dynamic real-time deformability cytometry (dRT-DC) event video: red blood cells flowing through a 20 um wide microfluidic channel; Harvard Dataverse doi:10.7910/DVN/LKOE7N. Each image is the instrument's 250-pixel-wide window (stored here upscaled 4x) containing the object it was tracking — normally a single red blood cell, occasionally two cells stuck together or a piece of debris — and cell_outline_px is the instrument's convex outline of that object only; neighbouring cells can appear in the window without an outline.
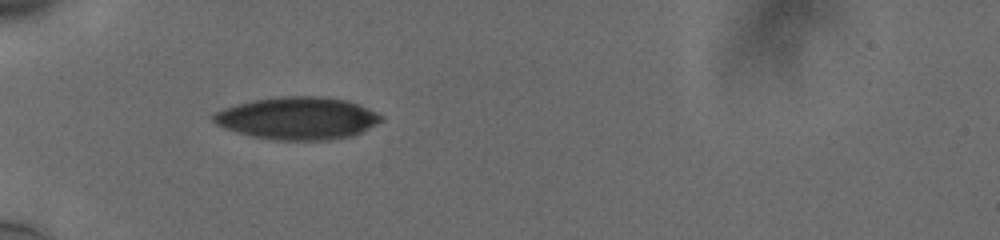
{"species": "human", "species_latin": "Homo sapiens", "temperature_condition": "cold", "stored_images_in_passage": 38, "camera_frame_rate_fps": 3000, "um_per_image_px": 0.085, "donor": {"sex": "male"}, "frame": {"image": 1, "passage_image": 1, "time_ms": 0.0, "image_size_px": [1000, 240], "cell_outline_px": [[384, 120], [352, 136], [328, 140], [276, 140], [252, 136], [224, 128], [216, 124], [212, 120], [212, 116], [216, 112], [224, 108], [236, 104], [252, 100], [280, 96], [316, 96], [344, 100], [356, 104], [376, 112], [384, 116]], "centroid_in_image_um": [25.27, 10.05], "position_along_channel_um": 59.7, "area_um2": 41.27}}
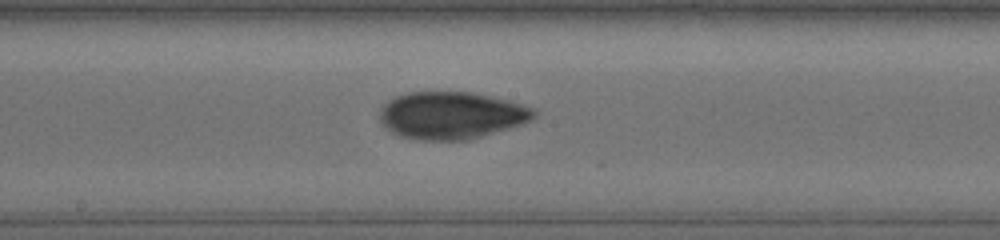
{"frame": {"image": 2, "passage_image": 14, "time_ms": 4.333, "image_size_px": [1000, 240], "cell_outline_px": [[536, 116], [532, 120], [524, 124], [468, 140], [416, 140], [400, 136], [392, 132], [380, 120], [380, 108], [388, 100], [396, 96], [408, 92], [472, 92], [508, 100], [532, 108], [536, 112]], "centroid_in_image_um": [38.37, 9.81], "position_along_channel_um": 209.8, "area_um2": 42.54}}
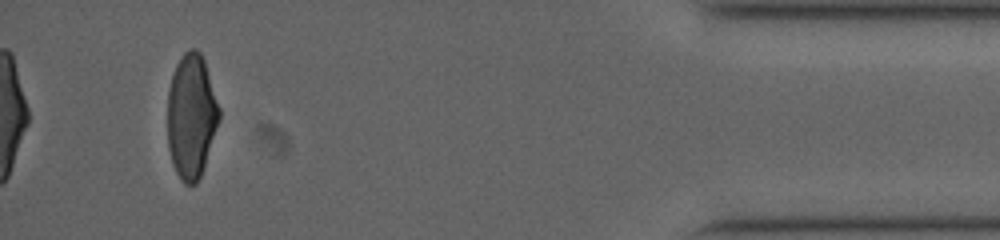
{"frame": {"image": 3, "passage_image": 35, "time_ms": 11.333, "image_size_px": [1000, 240], "cell_outline_px": [[220, 120], [200, 176], [196, 184], [184, 184], [180, 180], [172, 164], [168, 148], [168, 92], [172, 76], [176, 64], [184, 52], [192, 48], [196, 48], [200, 52], [204, 60], [220, 108]], "centroid_in_image_um": [16.26, 9.88], "position_along_channel_um": 418.9, "area_um2": 37.4}, "authors_computed_cell_mechanics": {"area_um2": 39.7375, "velocity_mm_per_s": 3.7773, "shape_relaxation_time_tau1_ms": 10.3211, "shape_relaxation_time_tau2_ms": 2.8393, "deformation_change_tau1": 0.2389, "deformation_change_tau2": 0.0802}}